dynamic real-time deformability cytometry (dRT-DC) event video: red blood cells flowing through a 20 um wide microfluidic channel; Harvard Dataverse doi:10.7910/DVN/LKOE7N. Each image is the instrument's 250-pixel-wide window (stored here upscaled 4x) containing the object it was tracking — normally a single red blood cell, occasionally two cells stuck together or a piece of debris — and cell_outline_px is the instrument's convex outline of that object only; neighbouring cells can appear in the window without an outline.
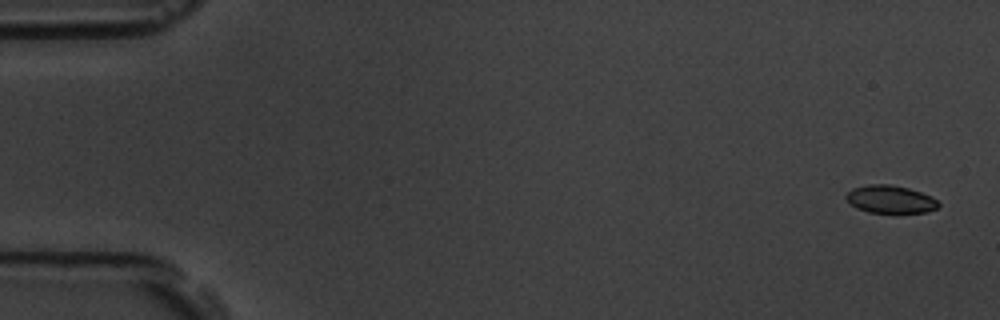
{"species": "common noctule bat (a hibernating species)", "species_latin": "Nyctalus noctula", "temperature_condition": "room temperature", "stored_images_in_passage": 5, "camera_frame_rate_fps": 3000, "um_per_image_px": 0.085, "animal": {"sex": "male", "body_mass_g": 19.5, "forearm_length_mm": 54.6}, "frame": {"image": 1, "passage_image": 1, "time_ms": 0.0, "image_size_px": [1000, 320], "cell_outline_px": [[940, 204], [936, 208], [928, 212], [868, 212], [856, 208], [848, 204], [844, 196], [852, 188], [868, 184], [888, 184], [908, 188], [932, 196]], "centroid_in_image_um": [75.63, 16.93], "position_along_channel_um": 9.4, "area_um2": 14.97}}
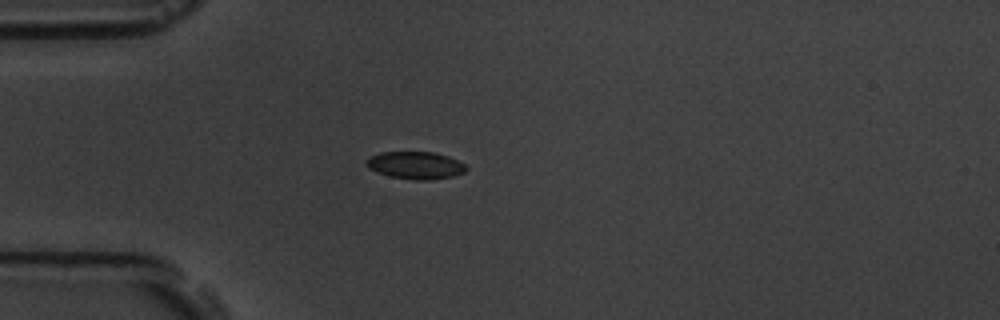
{"frame": {"image": 2, "passage_image": 5, "time_ms": 4.667, "image_size_px": [1000, 320], "cell_outline_px": [[468, 168], [464, 172], [452, 176], [428, 180], [416, 180], [392, 176], [368, 168], [368, 160], [372, 156], [380, 152], [432, 152], [448, 156], [464, 164]], "centroid_in_image_um": [35.36, 14.04], "position_along_channel_um": 49.6, "area_um2": 15.49}}